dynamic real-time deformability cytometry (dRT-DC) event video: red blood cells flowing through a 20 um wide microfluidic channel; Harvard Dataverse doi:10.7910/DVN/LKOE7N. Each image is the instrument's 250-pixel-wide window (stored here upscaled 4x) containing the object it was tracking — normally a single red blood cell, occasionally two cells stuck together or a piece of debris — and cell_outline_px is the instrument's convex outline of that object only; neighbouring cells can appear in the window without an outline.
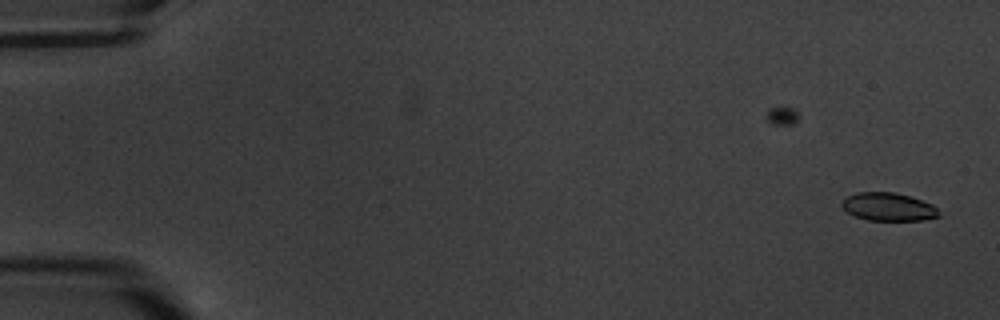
{"species": "common noctule bat (a hibernating species)", "species_latin": "Nyctalus noctula", "temperature_condition": "warm", "stored_images_in_passage": 3, "camera_frame_rate_fps": 3000, "um_per_image_px": 0.085, "animal": {"sex": "male", "body_mass_g": 20.1, "forearm_length_mm": 53.5}, "frame": {"image": 1, "passage_image": 3, "time_ms": 2.333, "image_size_px": [1000, 320], "cell_outline_px": [[940, 216], [924, 220], [868, 220], [856, 216], [848, 212], [840, 204], [848, 196], [856, 192], [892, 192], [908, 196], [932, 204], [940, 212]], "centroid_in_image_um": [75.52, 17.58], "position_along_channel_um": 9.5, "area_um2": 15.66}}